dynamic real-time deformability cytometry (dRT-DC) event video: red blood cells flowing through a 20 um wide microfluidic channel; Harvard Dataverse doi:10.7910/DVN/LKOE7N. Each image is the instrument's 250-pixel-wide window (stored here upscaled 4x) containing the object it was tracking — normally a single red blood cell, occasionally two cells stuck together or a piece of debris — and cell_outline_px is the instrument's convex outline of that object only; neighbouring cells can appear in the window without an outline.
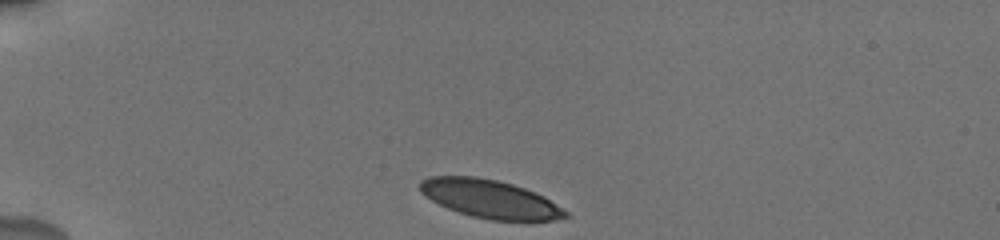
{"species": "human", "species_latin": "Homo sapiens", "temperature_condition": "cold", "stored_images_in_passage": 5, "camera_frame_rate_fps": 3000, "um_per_image_px": 0.085, "donor": {"sex": "male"}, "frame": {"image": 1, "passage_image": 1, "time_ms": 0.0, "image_size_px": [1000, 240], "cell_outline_px": [[572, 216], [552, 220], [492, 220], [472, 216], [448, 208], [432, 200], [420, 192], [420, 180], [428, 176], [476, 176], [496, 180], [512, 184], [536, 192], [544, 196], [568, 212]], "centroid_in_image_um": [41.65, 16.9], "position_along_channel_um": 43.3, "area_um2": 32.25}}
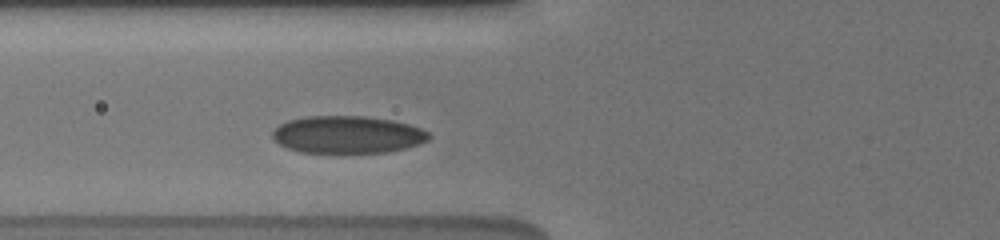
{"frame": {"image": 2, "passage_image": 5, "time_ms": 2.667, "image_size_px": [1000, 240], "cell_outline_px": [[432, 136], [428, 140], [420, 144], [388, 152], [300, 152], [288, 148], [272, 140], [272, 132], [280, 124], [288, 120], [308, 116], [364, 116], [392, 120], [408, 124], [420, 128], [428, 132]], "centroid_in_image_um": [29.53, 11.44], "position_along_channel_um": 96.3, "area_um2": 33.99}}